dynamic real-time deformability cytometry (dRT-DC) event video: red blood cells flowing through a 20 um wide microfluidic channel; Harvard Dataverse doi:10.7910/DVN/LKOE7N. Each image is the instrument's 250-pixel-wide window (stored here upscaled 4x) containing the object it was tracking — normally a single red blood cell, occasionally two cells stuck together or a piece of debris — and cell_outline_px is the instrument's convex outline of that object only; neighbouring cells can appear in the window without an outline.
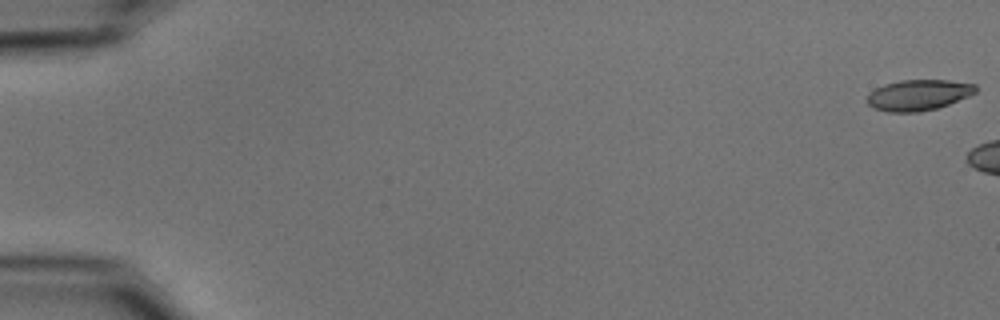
{"species": "common noctule bat (a hibernating species)", "species_latin": "Nyctalus noctula", "temperature_condition": "cold", "stored_images_in_passage": 8, "camera_frame_rate_fps": 3000, "um_per_image_px": 0.085, "animal": {"sex": "male", "body_mass_g": 15.6}, "frame": {"image": 1, "passage_image": 1, "time_ms": 0.0, "image_size_px": [1000, 320], "cell_outline_px": [[976, 92], [968, 96], [948, 104], [936, 108], [920, 112], [888, 112], [872, 108], [864, 100], [868, 92], [884, 84], [900, 80], [948, 80], [976, 84]], "centroid_in_image_um": [78.0, 8.08], "position_along_channel_um": 7.0, "area_um2": 19.65}}